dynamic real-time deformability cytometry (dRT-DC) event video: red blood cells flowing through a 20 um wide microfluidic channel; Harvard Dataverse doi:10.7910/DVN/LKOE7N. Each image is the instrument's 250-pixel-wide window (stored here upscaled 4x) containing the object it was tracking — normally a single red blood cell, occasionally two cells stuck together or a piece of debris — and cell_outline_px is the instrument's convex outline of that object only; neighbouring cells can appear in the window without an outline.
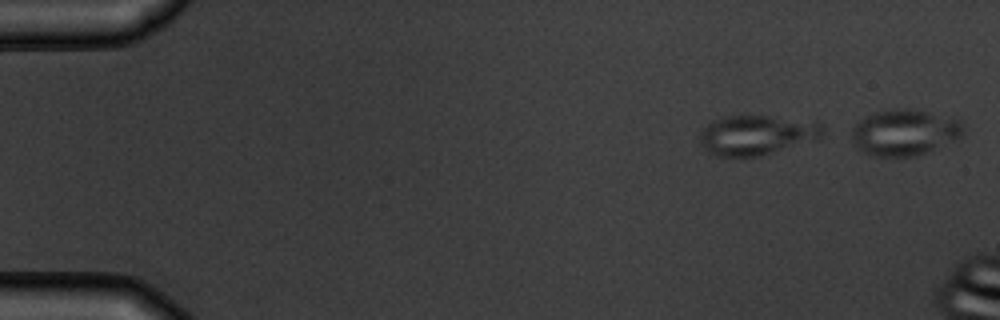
{"species": "common noctule bat (a hibernating species)", "species_latin": "Nyctalus noctula", "temperature_condition": "warm", "stored_images_in_passage": 3, "camera_frame_rate_fps": 3000, "um_per_image_px": 0.085, "animal": {"sex": "male", "body_mass_g": 19.5, "forearm_length_mm": 54.6}, "frame": {"image": 1, "passage_image": 1, "time_ms": 0.0, "image_size_px": [1000, 320], "cell_outline_px": [[824, 132], [816, 140], [756, 156], [716, 156], [708, 152], [704, 148], [700, 140], [700, 136], [704, 128], [712, 120], [724, 116], [768, 116], [820, 120], [824, 128]], "centroid_in_image_um": [64.38, 11.45], "position_along_channel_um": 20.6, "area_um2": 28.5}}